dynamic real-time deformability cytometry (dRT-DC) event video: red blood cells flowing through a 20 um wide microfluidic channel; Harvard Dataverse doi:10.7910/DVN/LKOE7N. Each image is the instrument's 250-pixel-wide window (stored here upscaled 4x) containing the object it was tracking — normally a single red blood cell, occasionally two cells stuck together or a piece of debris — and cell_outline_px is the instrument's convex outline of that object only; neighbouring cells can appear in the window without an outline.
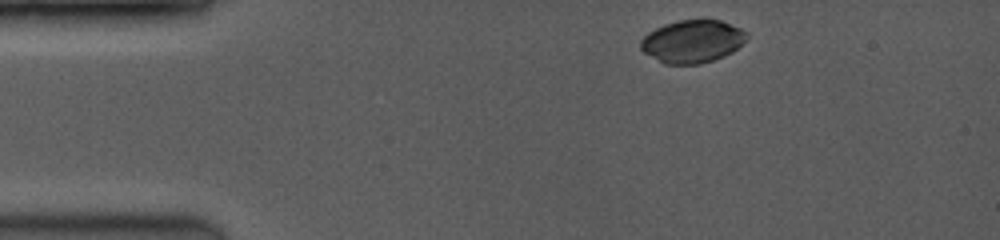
{"species": "common noctule bat (a hibernating species)", "species_latin": "Nyctalus noctula", "temperature_condition": "room temperature", "stored_images_in_passage": 5, "camera_frame_rate_fps": 3500, "um_per_image_px": 0.085, "animal": {"sex": "female", "body_mass_g": 19.0, "forearm_length_mm": 53.3}, "frame": {"image": 1, "passage_image": 1, "time_ms": 0.0, "image_size_px": [1000, 240], "cell_outline_px": [[748, 36], [732, 52], [724, 56], [700, 64], [664, 64], [644, 52], [640, 48], [640, 40], [648, 32], [664, 24], [680, 20], [720, 20], [740, 28], [748, 32]], "centroid_in_image_um": [58.83, 3.52], "position_along_channel_um": 26.2, "area_um2": 26.24}}
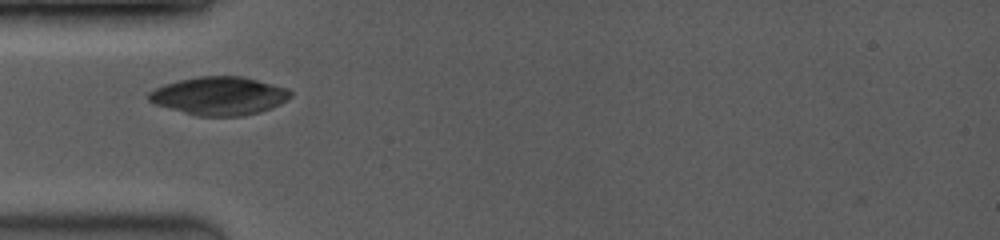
{"frame": {"image": 2, "passage_image": 4, "time_ms": 2.571, "image_size_px": [1000, 240], "cell_outline_px": [[292, 96], [288, 100], [272, 108], [260, 112], [240, 116], [196, 116], [156, 104], [148, 100], [148, 92], [164, 84], [180, 80], [200, 76], [244, 76], [288, 88], [292, 92]], "centroid_in_image_um": [18.68, 8.15], "position_along_channel_um": 66.3, "area_um2": 31.67}}
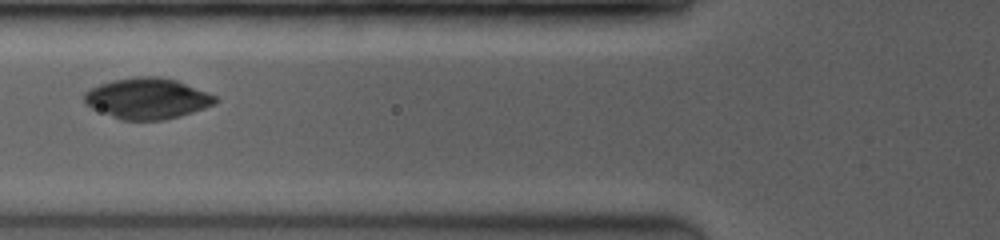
{"frame": {"image": 3, "passage_image": 5, "time_ms": 3.714, "image_size_px": [1000, 240], "cell_outline_px": [[220, 100], [216, 104], [180, 116], [164, 120], [120, 120], [92, 108], [84, 104], [84, 92], [100, 84], [112, 80], [136, 76], [160, 76], [176, 80], [216, 96]], "centroid_in_image_um": [12.51, 8.37], "position_along_channel_um": 113.3, "area_um2": 31.27}}